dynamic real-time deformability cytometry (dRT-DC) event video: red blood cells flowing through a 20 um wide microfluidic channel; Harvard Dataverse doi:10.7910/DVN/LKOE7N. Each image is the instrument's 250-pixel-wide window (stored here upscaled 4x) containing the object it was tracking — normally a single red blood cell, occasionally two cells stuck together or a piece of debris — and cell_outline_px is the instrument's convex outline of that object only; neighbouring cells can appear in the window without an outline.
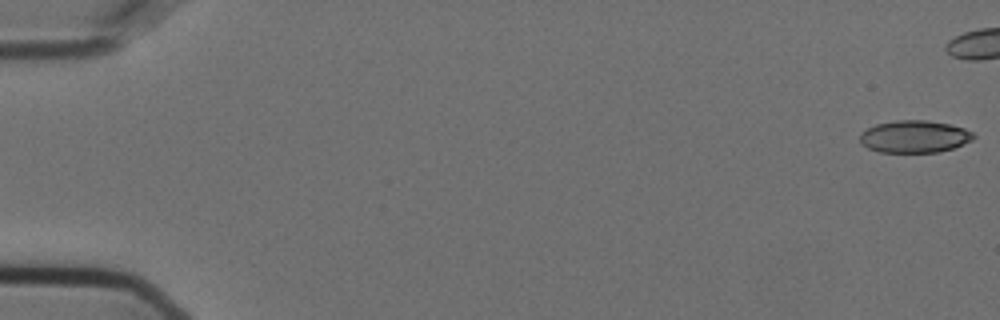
{"species": "Egyptian fruit bat (a non-hibernating species)", "species_latin": "Rousettus aegyptiacus", "temperature_condition": "cold", "stored_images_in_passage": 46, "camera_frame_rate_fps": 3000, "um_per_image_px": 0.085, "animal": {"sex": "female"}, "frame": {"image": 1, "passage_image": 1, "time_ms": 0.0, "image_size_px": [1000, 320], "cell_outline_px": [[976, 136], [972, 140], [952, 148], [936, 152], [880, 152], [868, 148], [860, 144], [860, 132], [876, 124], [896, 120], [928, 120], [948, 124], [964, 128], [972, 132]], "centroid_in_image_um": [77.7, 11.6], "position_along_channel_um": 7.3, "area_um2": 21.33}}
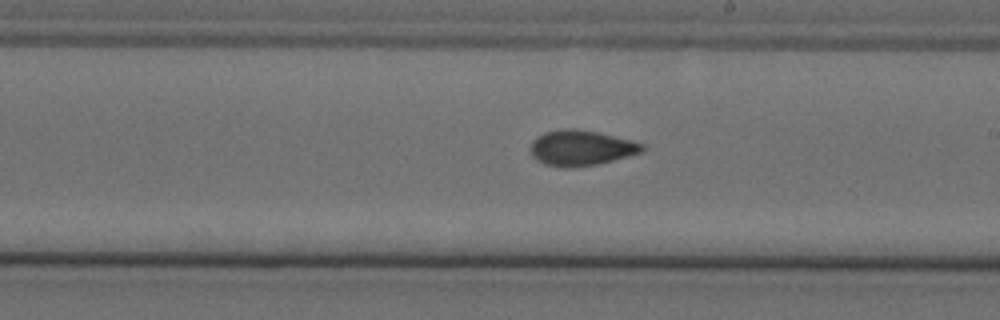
{"frame": {"image": 2, "passage_image": 33, "time_ms": 10.667, "image_size_px": [1000, 320], "cell_outline_px": [[644, 148], [640, 152], [628, 156], [596, 164], [568, 168], [564, 168], [544, 164], [536, 160], [532, 156], [528, 148], [532, 140], [536, 136], [544, 132], [564, 128], [576, 128], [596, 132], [644, 144]], "centroid_in_image_um": [49.29, 12.57], "position_along_channel_um": 239.7, "area_um2": 23.0}}
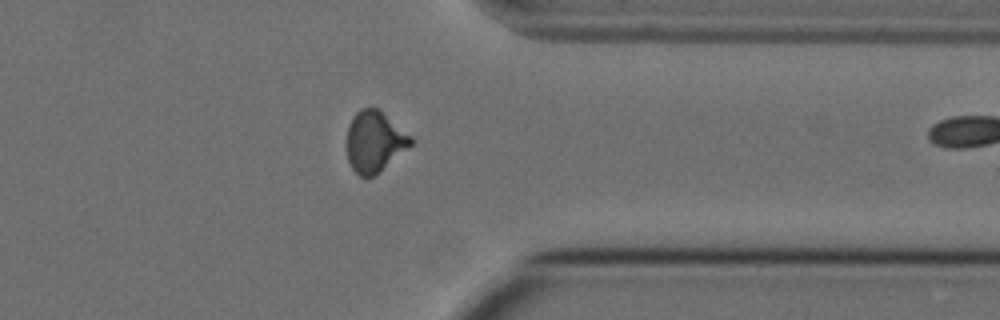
{"frame": {"image": 3, "passage_image": 45, "time_ms": 14.667, "image_size_px": [1000, 320], "cell_outline_px": [[416, 140], [412, 144], [368, 180], [360, 176], [352, 168], [348, 160], [348, 124], [352, 116], [360, 108], [376, 108], [412, 136]], "centroid_in_image_um": [31.83, 12.03], "position_along_channel_um": 379.6, "area_um2": 22.43}}